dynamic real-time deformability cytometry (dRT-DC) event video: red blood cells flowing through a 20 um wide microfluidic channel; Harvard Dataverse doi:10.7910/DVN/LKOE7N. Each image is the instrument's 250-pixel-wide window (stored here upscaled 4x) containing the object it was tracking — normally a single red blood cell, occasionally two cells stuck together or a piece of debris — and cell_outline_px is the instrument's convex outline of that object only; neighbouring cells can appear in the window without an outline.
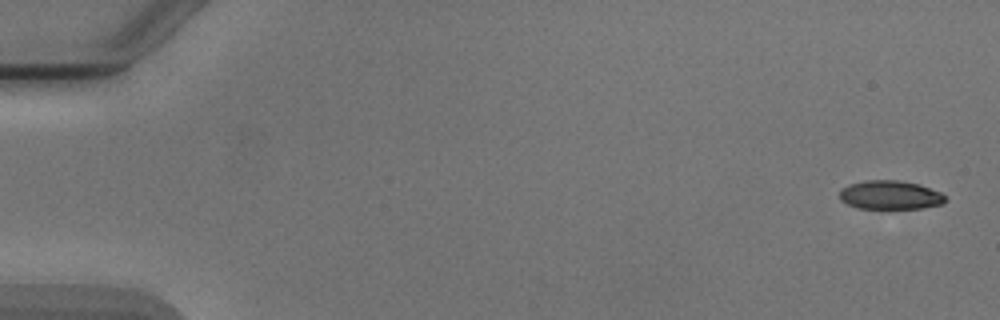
{"species": "Egyptian fruit bat (a non-hibernating species)", "species_latin": "Rousettus aegyptiacus", "temperature_condition": "cold", "stored_images_in_passage": 7, "camera_frame_rate_fps": 3000, "um_per_image_px": 0.085, "animal": {"sex": "male"}, "frame": {"image": 1, "passage_image": 1, "time_ms": 0.0, "image_size_px": [1000, 320], "cell_outline_px": [[948, 200], [944, 204], [924, 208], [860, 208], [848, 204], [840, 200], [840, 188], [848, 184], [864, 180], [896, 180], [920, 184], [940, 192]], "centroid_in_image_um": [75.67, 16.57], "position_along_channel_um": 9.3, "area_um2": 17.86}}
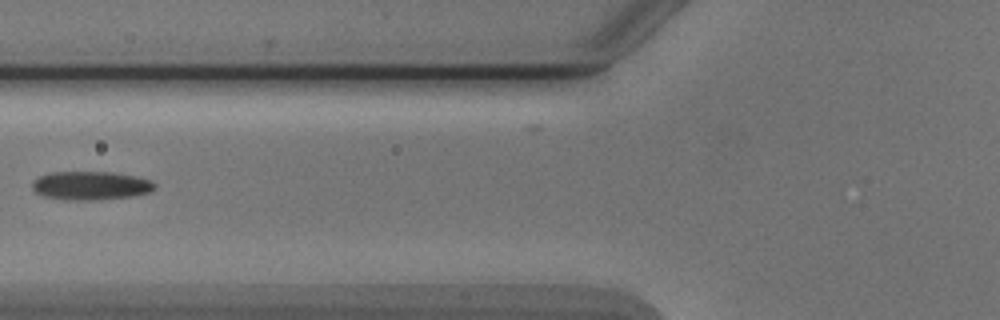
{"frame": {"image": 2, "passage_image": 6, "time_ms": 6.667, "image_size_px": [1000, 320], "cell_outline_px": [[156, 188], [148, 192], [132, 196], [96, 200], [68, 200], [40, 196], [32, 188], [32, 180], [48, 172], [112, 172], [136, 176], [152, 180], [156, 184]], "centroid_in_image_um": [7.69, 15.77], "position_along_channel_um": 118.1, "area_um2": 20.63}}
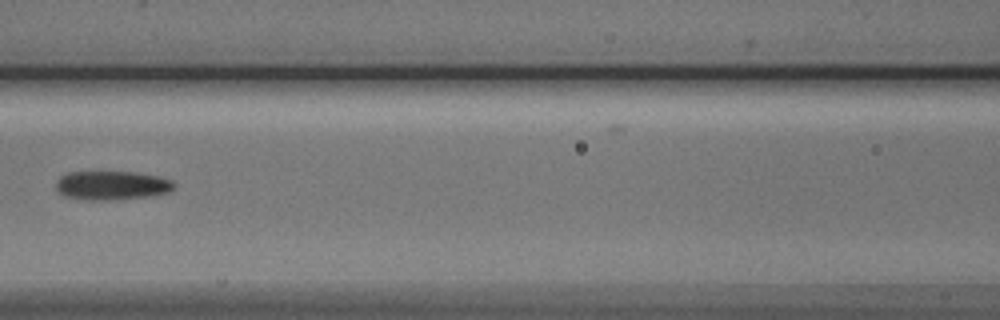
{"frame": {"image": 3, "passage_image": 7, "time_ms": 7.667, "image_size_px": [1000, 320], "cell_outline_px": [[172, 188], [168, 192], [148, 196], [108, 200], [84, 200], [64, 196], [56, 188], [56, 180], [60, 176], [68, 172], [136, 172], [156, 176], [172, 180]], "centroid_in_image_um": [9.43, 15.75], "position_along_channel_um": 157.2, "area_um2": 19.71}}